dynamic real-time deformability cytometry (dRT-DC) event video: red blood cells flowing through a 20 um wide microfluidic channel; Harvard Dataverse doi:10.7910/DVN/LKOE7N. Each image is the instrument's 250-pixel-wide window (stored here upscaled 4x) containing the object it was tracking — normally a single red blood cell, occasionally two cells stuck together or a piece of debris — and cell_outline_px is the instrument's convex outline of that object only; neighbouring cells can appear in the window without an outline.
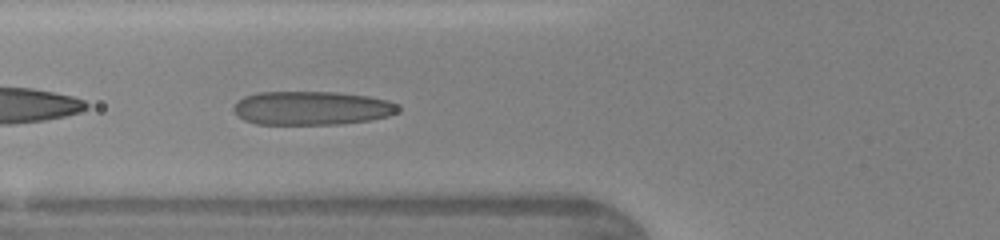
{"species": "human", "species_latin": "Homo sapiens", "temperature_condition": "warm", "stored_images_in_passage": 11, "camera_frame_rate_fps": 3000, "um_per_image_px": 0.085, "donor": {"sex": "female"}, "frame": {"image": 1, "passage_image": 10, "time_ms": 3.0, "image_size_px": [1000, 240], "cell_outline_px": [[400, 112], [388, 116], [368, 120], [340, 124], [256, 124], [244, 120], [232, 108], [244, 96], [256, 92], [336, 92], [368, 96], [388, 100], [396, 104], [400, 108]], "centroid_in_image_um": [26.52, 9.18], "position_along_channel_um": 99.3, "area_um2": 32.31}}